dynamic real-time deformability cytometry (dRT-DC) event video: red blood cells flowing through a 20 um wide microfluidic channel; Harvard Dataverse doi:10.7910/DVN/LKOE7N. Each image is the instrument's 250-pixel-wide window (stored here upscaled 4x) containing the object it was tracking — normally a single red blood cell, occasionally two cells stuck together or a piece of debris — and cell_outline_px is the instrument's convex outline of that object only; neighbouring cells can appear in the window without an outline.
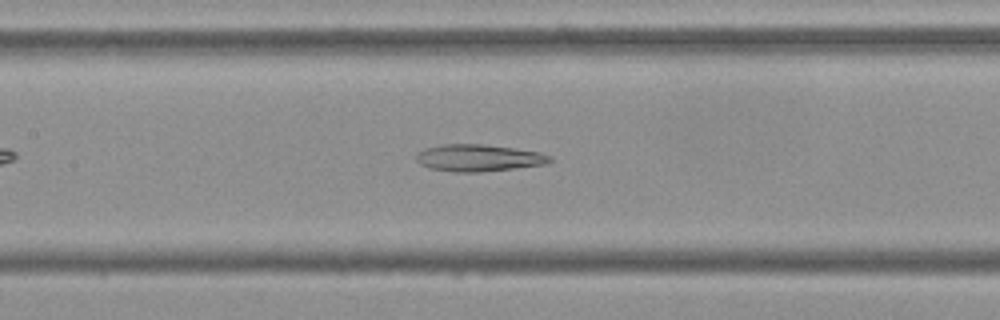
{"species": "Egyptian fruit bat (a non-hibernating species)", "species_latin": "Rousettus aegyptiacus", "temperature_condition": "cold", "stored_images_in_passage": 44, "camera_frame_rate_fps": 3000, "um_per_image_px": 0.085, "frame": {"image": 1, "passage_image": 15, "time_ms": 4.667, "image_size_px": [1000, 320], "cell_outline_px": [[552, 160], [544, 164], [516, 168], [480, 172], [456, 172], [428, 168], [420, 164], [416, 160], [416, 156], [424, 148], [440, 144], [484, 144], [540, 152], [552, 156]], "centroid_in_image_um": [40.66, 13.42], "position_along_channel_um": 166.7, "area_um2": 20.98}}
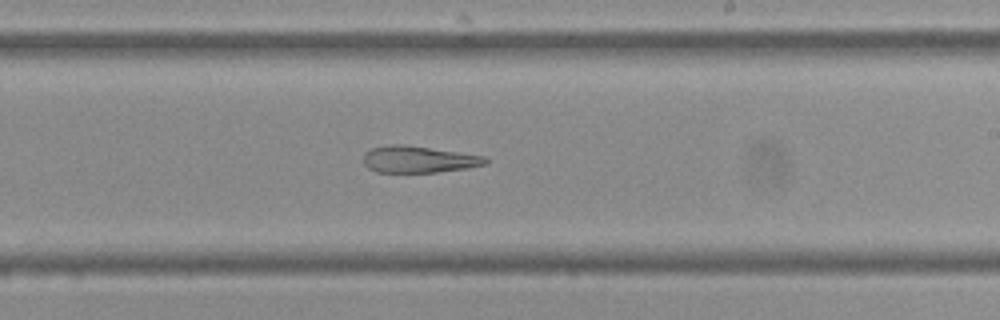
{"frame": {"image": 2, "passage_image": 22, "time_ms": 7.0, "image_size_px": [1000, 320], "cell_outline_px": [[488, 164], [468, 168], [436, 172], [376, 172], [368, 168], [364, 164], [364, 152], [372, 148], [388, 144], [404, 144], [484, 156], [488, 160]], "centroid_in_image_um": [35.56, 13.54], "position_along_channel_um": 253.4, "area_um2": 19.02}}
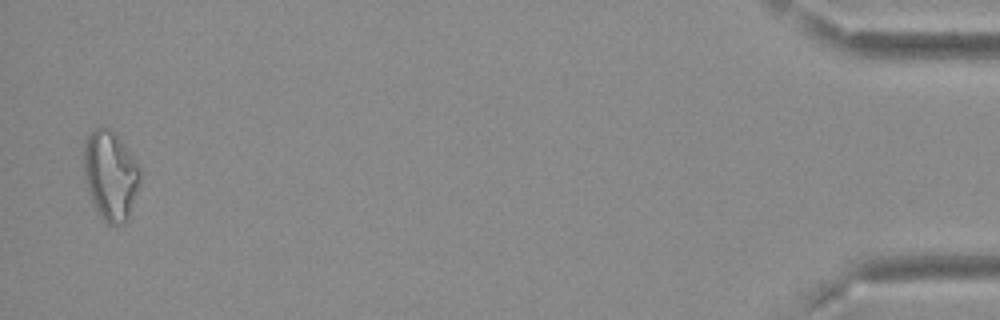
{"frame": {"image": 3, "passage_image": 43, "time_ms": 14.0, "image_size_px": [1000, 320], "cell_outline_px": [[140, 180], [128, 220], [124, 224], [108, 224], [100, 216], [92, 200], [84, 176], [84, 140], [100, 124], [104, 124], [112, 128], [116, 132], [140, 168]], "centroid_in_image_um": [9.39, 14.85], "position_along_channel_um": 425.8, "area_um2": 29.36}, "authors_computed_cell_mechanics": {"area_um2": 22.4842, "velocity_mm_per_s": 3.7312, "shape_relaxation_time_tau1_ms": null, "shape_relaxation_time_tau2_ms": 3.2857, "deformation_change_tau1": null, "deformation_change_tau2": 0.1311}}